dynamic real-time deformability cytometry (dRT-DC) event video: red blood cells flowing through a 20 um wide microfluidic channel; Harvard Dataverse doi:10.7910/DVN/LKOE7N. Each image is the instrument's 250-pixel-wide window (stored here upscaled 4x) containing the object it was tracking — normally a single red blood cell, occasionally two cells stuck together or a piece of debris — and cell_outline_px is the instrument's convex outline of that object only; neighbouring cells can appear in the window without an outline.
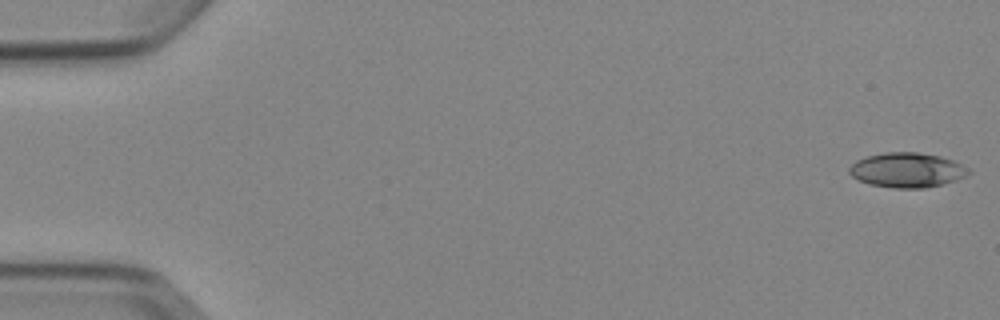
{"species": "Egyptian fruit bat (a non-hibernating species)", "species_latin": "Rousettus aegyptiacus", "temperature_condition": "cold", "stored_images_in_passage": 7, "camera_frame_rate_fps": 3000, "um_per_image_px": 0.085, "animal": {"sex": "female"}, "frame": {"image": 1, "passage_image": 1, "time_ms": 0.0, "image_size_px": [1000, 320], "cell_outline_px": [[972, 172], [956, 180], [924, 188], [892, 188], [868, 184], [852, 176], [848, 172], [848, 168], [856, 160], [868, 156], [884, 152], [916, 152], [940, 156], [952, 160], [968, 168]], "centroid_in_image_um": [77.07, 14.45], "position_along_channel_um": 7.9, "area_um2": 24.04}}
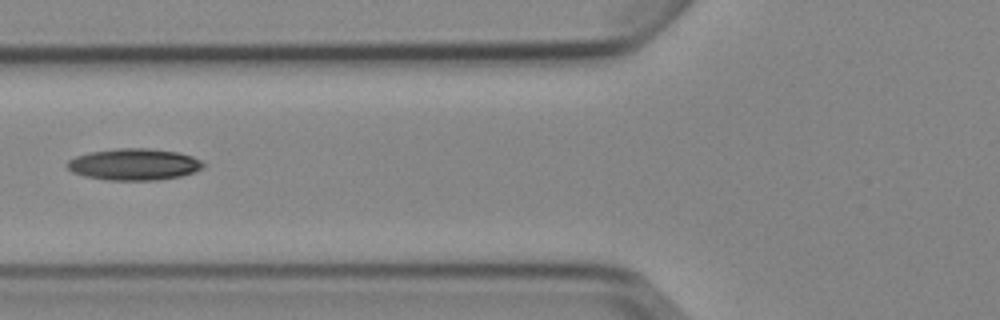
{"frame": {"image": 2, "passage_image": 6, "time_ms": 6.667, "image_size_px": [1000, 320], "cell_outline_px": [[208, 164], [204, 168], [196, 172], [180, 176], [156, 180], [104, 180], [84, 176], [72, 172], [68, 168], [68, 160], [76, 156], [92, 152], [116, 148], [148, 148], [176, 152], [192, 156]], "centroid_in_image_um": [11.43, 13.98], "position_along_channel_um": 114.4, "area_um2": 25.14}}
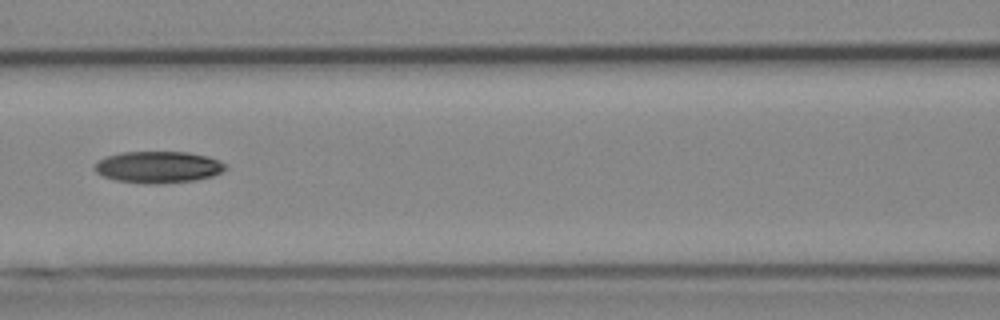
{"frame": {"image": 3, "passage_image": 7, "time_ms": 7.667, "image_size_px": [1000, 320], "cell_outline_px": [[228, 168], [212, 176], [196, 180], [156, 184], [144, 184], [116, 180], [104, 176], [96, 172], [92, 168], [100, 160], [108, 156], [120, 152], [188, 152], [208, 156], [228, 164]], "centroid_in_image_um": [13.48, 14.2], "position_along_channel_um": 153.1, "area_um2": 24.22}}